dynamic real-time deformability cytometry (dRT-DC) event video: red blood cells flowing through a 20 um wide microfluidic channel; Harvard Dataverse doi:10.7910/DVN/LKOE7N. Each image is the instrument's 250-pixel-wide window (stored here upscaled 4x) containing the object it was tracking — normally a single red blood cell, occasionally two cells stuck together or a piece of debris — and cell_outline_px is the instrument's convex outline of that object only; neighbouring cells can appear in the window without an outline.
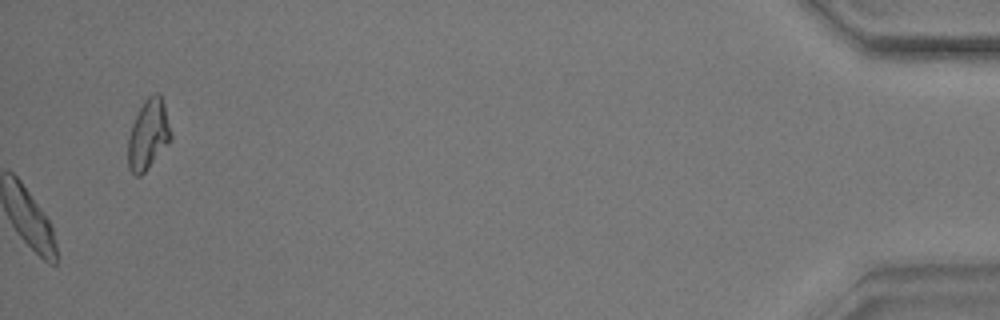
{"species": "common noctule bat (a hibernating species)", "species_latin": "Nyctalus noctula", "temperature_condition": "warm", "stored_images_in_passage": 58, "camera_frame_rate_fps": 3000, "um_per_image_px": 0.085, "animal": {"sex": "male", "body_mass_g": 17.9}, "frame": {"image": 1, "passage_image": 58, "time_ms": 19.0, "image_size_px": [1000, 320], "cell_outline_px": [[172, 140], [148, 168], [140, 176], [136, 176], [128, 168], [128, 136], [132, 124], [144, 100], [152, 92], [160, 92], [164, 104], [172, 132]], "centroid_in_image_um": [12.62, 11.41], "position_along_channel_um": 422.6, "area_um2": 17.69}, "authors_computed_cell_mechanics": {"area_um2": 19.1896, "velocity_mm_per_s": 3.516, "shape_relaxation_time_tau1_ms": 2.9094, "shape_relaxation_time_tau2_ms": 1.4767, "deformation_change_tau1": 0.0985, "deformation_change_tau2": 0.0746}}